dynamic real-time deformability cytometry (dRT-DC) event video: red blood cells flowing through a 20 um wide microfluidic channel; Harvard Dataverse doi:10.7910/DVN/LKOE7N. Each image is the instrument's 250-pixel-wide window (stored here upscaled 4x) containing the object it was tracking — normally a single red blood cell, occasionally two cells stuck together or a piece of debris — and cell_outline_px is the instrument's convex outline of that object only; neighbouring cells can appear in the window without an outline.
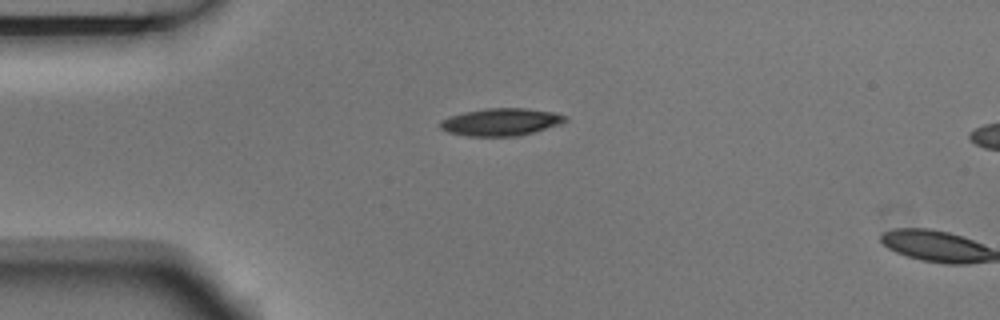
{"species": "Egyptian fruit bat (a non-hibernating species)", "species_latin": "Rousettus aegyptiacus", "temperature_condition": "room temperature", "stored_images_in_passage": 2, "camera_frame_rate_fps": 3000, "um_per_image_px": 0.085, "animal": {"sex": "male"}, "frame": {"image": 1, "passage_image": 1, "time_ms": 0.0, "image_size_px": [1000, 320], "cell_outline_px": [[568, 120], [560, 124], [532, 132], [516, 136], [468, 136], [448, 132], [440, 128], [440, 120], [448, 116], [464, 112], [484, 108], [528, 108], [552, 112], [568, 116]], "centroid_in_image_um": [42.56, 10.36], "position_along_channel_um": 42.4, "area_um2": 20.0}}